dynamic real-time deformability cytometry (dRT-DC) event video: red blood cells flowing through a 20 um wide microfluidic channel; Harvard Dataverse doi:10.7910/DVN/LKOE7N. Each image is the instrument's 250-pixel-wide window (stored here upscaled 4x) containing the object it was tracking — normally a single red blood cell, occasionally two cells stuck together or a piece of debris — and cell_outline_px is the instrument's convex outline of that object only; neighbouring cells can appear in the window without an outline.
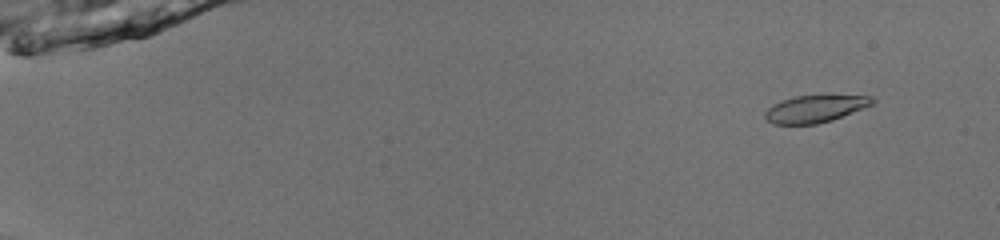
{"species": "common noctule bat (a hibernating species)", "species_latin": "Nyctalus noctula", "temperature_condition": "room temperature", "stored_images_in_passage": 53, "camera_frame_rate_fps": 3000, "um_per_image_px": 0.085, "animal": {"sex": "male", "body_mass_g": 13.0, "forearm_length_mm": 53.1}, "frame": {"image": 1, "passage_image": 5, "time_ms": 1.333, "image_size_px": [1000, 240], "cell_outline_px": [[876, 100], [872, 104], [832, 120], [816, 124], [772, 124], [764, 116], [764, 112], [772, 104], [796, 96], [872, 96]], "centroid_in_image_um": [69.25, 9.26], "position_along_channel_um": 15.8, "area_um2": 16.65}}
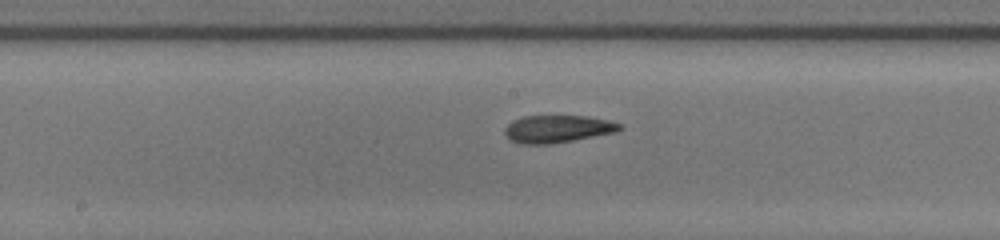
{"frame": {"image": 2, "passage_image": 30, "time_ms": 9.667, "image_size_px": [1000, 240], "cell_outline_px": [[624, 128], [616, 132], [552, 144], [520, 144], [508, 140], [504, 132], [504, 128], [512, 120], [524, 116], [588, 116], [608, 120], [620, 124]], "centroid_in_image_um": [47.36, 10.96], "position_along_channel_um": 200.8, "area_um2": 18.55}}
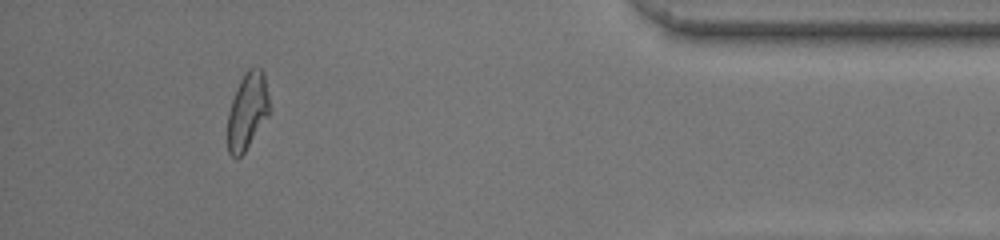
{"frame": {"image": 3, "passage_image": 49, "time_ms": 16.0, "image_size_px": [1000, 240], "cell_outline_px": [[268, 116], [244, 152], [236, 160], [228, 152], [228, 112], [236, 88], [244, 72], [248, 68], [260, 68], [264, 72], [268, 96]], "centroid_in_image_um": [21.01, 9.43], "position_along_channel_um": 414.2, "area_um2": 18.5}, "authors_computed_cell_mechanics": {"area_um2": 18.496, "velocity_mm_per_s": 4.0034, "shape_relaxation_time_tau1_ms": 5.9723, "shape_relaxation_time_tau2_ms": null, "deformation_change_tau1": 0.2071, "deformation_change_tau2": null}}